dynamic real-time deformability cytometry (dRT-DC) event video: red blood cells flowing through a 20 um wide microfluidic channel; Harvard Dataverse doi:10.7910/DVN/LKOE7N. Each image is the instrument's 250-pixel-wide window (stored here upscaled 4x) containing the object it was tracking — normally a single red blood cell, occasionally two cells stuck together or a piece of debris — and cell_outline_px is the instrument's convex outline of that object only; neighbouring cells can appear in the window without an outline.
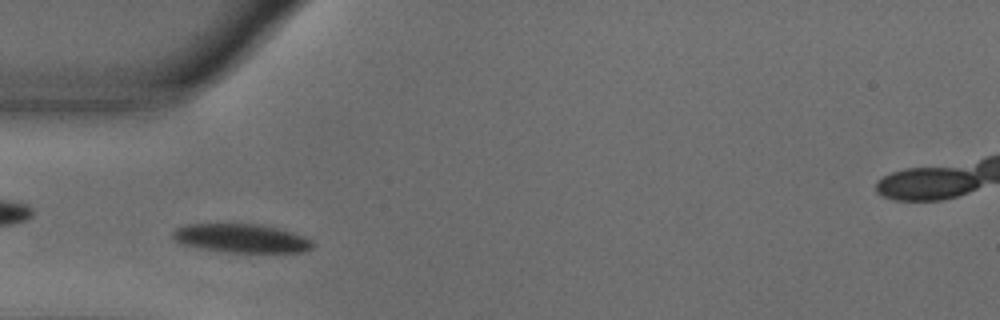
{"species": "common noctule bat (a hibernating species)", "species_latin": "Nyctalus noctula", "temperature_condition": "warm", "stored_images_in_passage": 44, "camera_frame_rate_fps": 3000, "um_per_image_px": 0.085, "animal": {"sex": "male", "body_mass_g": 18.8}, "frame": {"image": 1, "passage_image": 6, "time_ms": 1.667, "image_size_px": [1000, 320], "cell_outline_px": [[316, 244], [312, 248], [304, 252], [224, 252], [200, 248], [180, 244], [172, 236], [172, 232], [176, 228], [188, 224], [260, 224], [280, 228], [304, 236], [312, 240]], "centroid_in_image_um": [20.54, 20.25], "position_along_channel_um": 64.5, "area_um2": 23.58}}
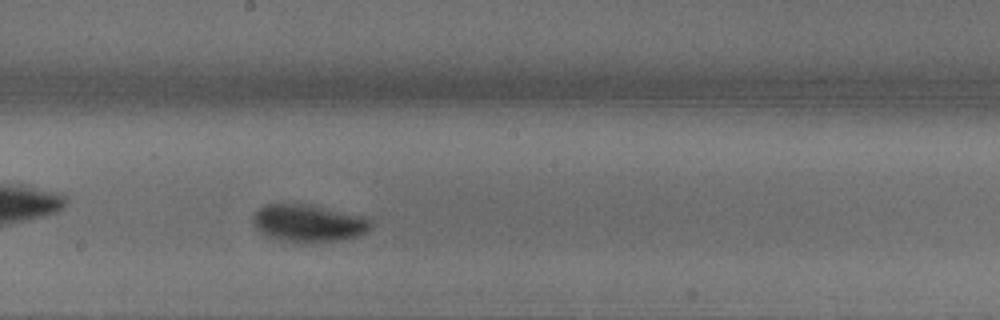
{"frame": {"image": 2, "passage_image": 19, "time_ms": 6.0, "image_size_px": [1000, 320], "cell_outline_px": [[372, 228], [360, 236], [344, 240], [304, 244], [280, 240], [268, 236], [260, 232], [256, 228], [252, 220], [252, 216], [260, 208], [268, 204], [312, 204], [372, 216]], "centroid_in_image_um": [26.34, 18.97], "position_along_channel_um": 221.9, "area_um2": 26.76}}
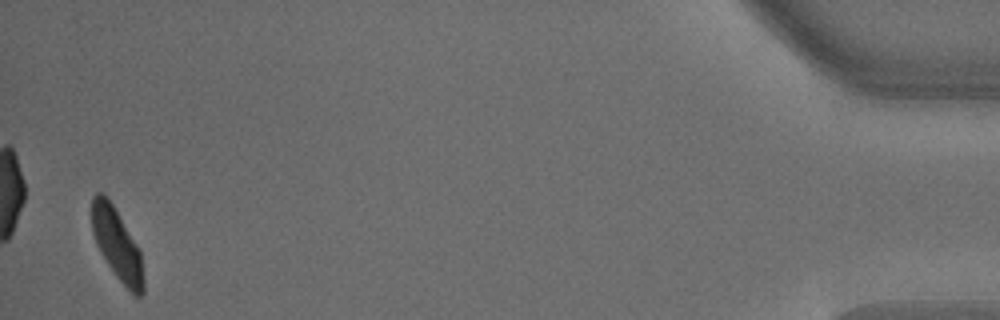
{"frame": {"image": 3, "passage_image": 43, "time_ms": 14.0, "image_size_px": [1000, 320], "cell_outline_px": [[144, 292], [140, 296], [136, 296], [116, 276], [100, 252], [96, 244], [92, 232], [92, 196], [96, 192], [104, 192], [108, 196], [140, 248], [144, 280]], "centroid_in_image_um": [9.95, 20.71], "position_along_channel_um": 425.3, "area_um2": 21.68}, "authors_computed_cell_mechanics": {"area_um2": 24.1315, "velocity_mm_per_s": 3.6422, "shape_relaxation_time_tau1_ms": 4.063, "shape_relaxation_time_tau2_ms": null, "deformation_change_tau1": 0.1704, "deformation_change_tau2": null}}